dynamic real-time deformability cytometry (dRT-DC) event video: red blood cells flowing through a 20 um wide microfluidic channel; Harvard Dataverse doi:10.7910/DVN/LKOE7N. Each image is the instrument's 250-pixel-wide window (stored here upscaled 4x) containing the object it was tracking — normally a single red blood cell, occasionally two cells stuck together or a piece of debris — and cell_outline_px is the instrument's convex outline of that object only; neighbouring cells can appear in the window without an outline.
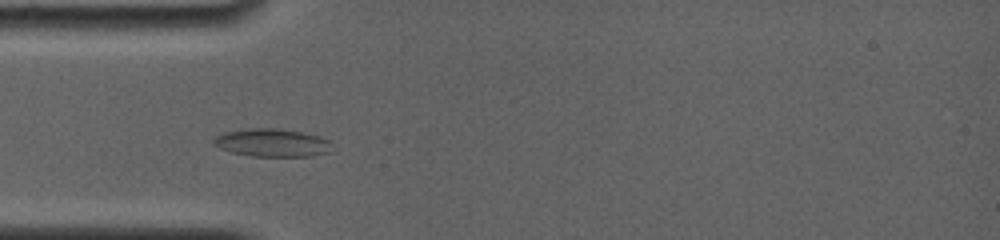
{"species": "common noctule bat (a hibernating species)", "species_latin": "Nyctalus noctula", "temperature_condition": "room temperature", "stored_images_in_passage": 10, "camera_frame_rate_fps": 4000, "um_per_image_px": 0.085, "animal": {"sex": "female", "body_mass_g": 19.0, "forearm_length_mm": 56.7}, "frame": {"image": 1, "passage_image": 7, "time_ms": 3.75, "image_size_px": [1000, 240], "cell_outline_px": [[332, 152], [312, 156], [252, 156], [232, 152], [220, 148], [212, 144], [212, 140], [216, 136], [224, 132], [252, 128], [272, 128], [300, 132], [320, 136], [332, 140]], "centroid_in_image_um": [23.18, 12.14], "position_along_channel_um": 61.8, "area_um2": 19.42}}
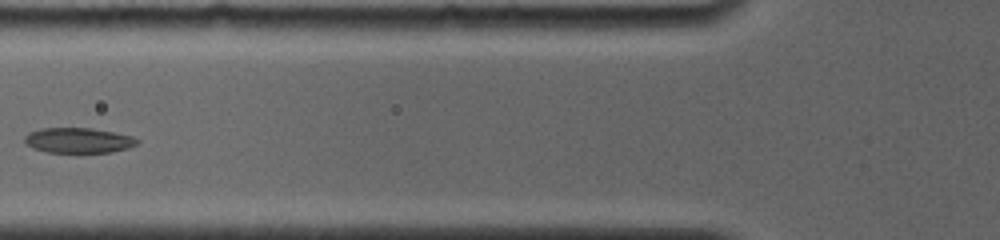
{"frame": {"image": 2, "passage_image": 9, "time_ms": 5.25, "image_size_px": [1000, 240], "cell_outline_px": [[140, 144], [128, 148], [112, 152], [48, 152], [32, 148], [24, 140], [24, 136], [28, 132], [40, 128], [92, 128], [132, 136], [140, 140]], "centroid_in_image_um": [6.68, 11.93], "position_along_channel_um": 119.1, "area_um2": 16.59}}